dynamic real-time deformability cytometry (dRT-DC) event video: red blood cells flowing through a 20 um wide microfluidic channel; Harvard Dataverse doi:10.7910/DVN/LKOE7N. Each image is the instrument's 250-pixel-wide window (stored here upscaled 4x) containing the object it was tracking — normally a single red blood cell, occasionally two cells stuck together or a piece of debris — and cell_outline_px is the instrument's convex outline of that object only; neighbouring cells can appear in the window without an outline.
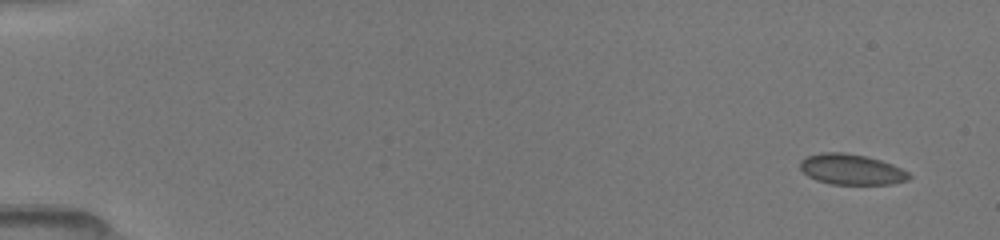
{"species": "common noctule bat (a hibernating species)", "species_latin": "Nyctalus noctula", "temperature_condition": "room temperature", "stored_images_in_passage": 16, "camera_frame_rate_fps": 3000, "um_per_image_px": 0.085, "animal": {"sex": "female", "body_mass_g": 19.5, "forearm_length_mm": 54.1}, "frame": {"image": 1, "passage_image": 1, "time_ms": 0.0, "image_size_px": [1000, 240], "cell_outline_px": [[912, 176], [908, 180], [892, 184], [832, 184], [816, 180], [808, 176], [800, 168], [800, 160], [808, 156], [824, 152], [844, 152], [864, 156], [880, 160], [892, 164], [908, 172]], "centroid_in_image_um": [72.37, 14.4], "position_along_channel_um": 12.6, "area_um2": 19.31}}
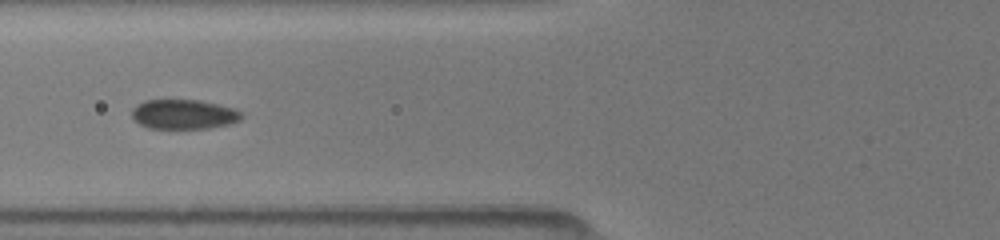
{"frame": {"image": 2, "passage_image": 12, "time_ms": 6.0, "image_size_px": [1000, 240], "cell_outline_px": [[244, 116], [240, 120], [228, 124], [208, 128], [148, 128], [140, 124], [132, 116], [132, 108], [144, 100], [200, 100], [232, 108], [240, 112]], "centroid_in_image_um": [15.61, 9.71], "position_along_channel_um": 110.2, "area_um2": 18.73}}
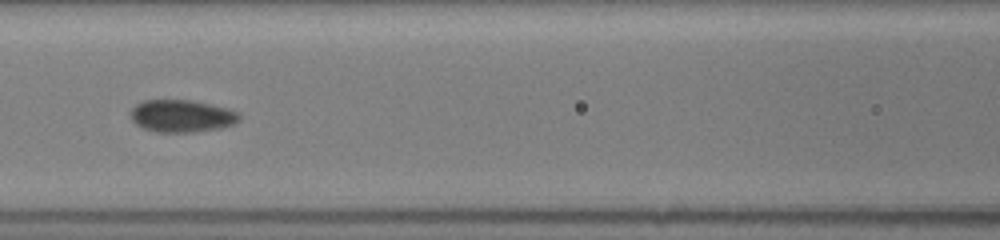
{"frame": {"image": 3, "passage_image": 14, "time_ms": 7.0, "image_size_px": [1000, 240], "cell_outline_px": [[240, 120], [232, 124], [220, 128], [196, 132], [156, 132], [144, 128], [136, 124], [132, 120], [132, 108], [140, 100], [192, 100], [212, 104], [228, 108], [240, 112]], "centroid_in_image_um": [15.47, 9.85], "position_along_channel_um": 151.1, "area_um2": 20.63}}